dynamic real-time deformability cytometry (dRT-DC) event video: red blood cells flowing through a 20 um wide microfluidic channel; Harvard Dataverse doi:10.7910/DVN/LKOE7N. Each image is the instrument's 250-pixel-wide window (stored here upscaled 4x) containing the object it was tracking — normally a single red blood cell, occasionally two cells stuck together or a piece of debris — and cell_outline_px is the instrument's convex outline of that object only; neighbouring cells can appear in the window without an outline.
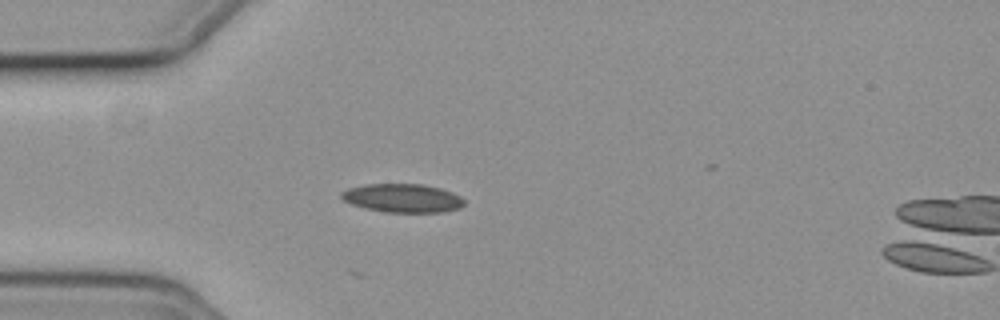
{"species": "common noctule bat (a hibernating species)", "species_latin": "Nyctalus noctula", "temperature_condition": "cold", "stored_images_in_passage": 22, "camera_frame_rate_fps": 3000, "um_per_image_px": 0.085, "animal": {"sex": "female", "body_mass_g": 19.3, "forearm_length_mm": 54.1}, "frame": {"image": 1, "passage_image": 17, "time_ms": 5.333, "image_size_px": [1000, 320], "cell_outline_px": [[464, 204], [460, 208], [444, 212], [384, 212], [364, 208], [352, 204], [344, 200], [340, 196], [340, 192], [348, 188], [368, 184], [424, 184], [440, 188], [452, 192], [460, 196], [464, 200]], "centroid_in_image_um": [34.22, 16.84], "position_along_channel_um": 50.8, "area_um2": 20.52}}
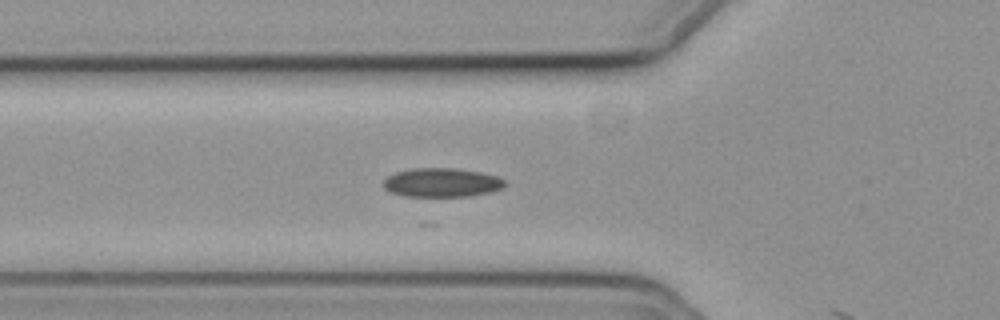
{"frame": {"image": 2, "passage_image": 21, "time_ms": 6.667, "image_size_px": [1000, 320], "cell_outline_px": [[504, 188], [492, 192], [468, 196], [404, 196], [388, 192], [384, 188], [384, 180], [388, 176], [396, 172], [412, 168], [452, 168], [480, 172], [496, 176], [504, 180]], "centroid_in_image_um": [37.53, 15.52], "position_along_channel_um": 88.3, "area_um2": 20.46}}